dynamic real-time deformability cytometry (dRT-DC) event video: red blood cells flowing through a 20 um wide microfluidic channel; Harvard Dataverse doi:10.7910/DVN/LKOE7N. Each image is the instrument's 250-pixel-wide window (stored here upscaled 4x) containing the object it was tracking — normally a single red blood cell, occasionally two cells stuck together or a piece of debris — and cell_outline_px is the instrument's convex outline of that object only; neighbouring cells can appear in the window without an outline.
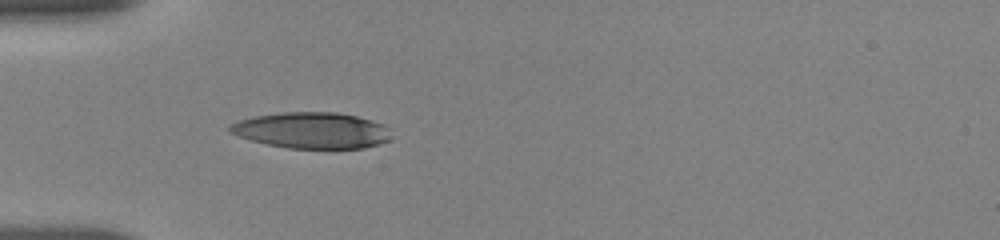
{"species": "human", "species_latin": "Homo sapiens", "temperature_condition": "room temperature", "stored_images_in_passage": 11, "camera_frame_rate_fps": 3000, "um_per_image_px": 0.085, "donor": {"sex": "female"}, "frame": {"image": 1, "passage_image": 7, "time_ms": 1669.333, "image_size_px": [1000, 240], "cell_outline_px": [[388, 140], [364, 148], [288, 148], [268, 144], [252, 140], [228, 132], [228, 124], [240, 120], [256, 116], [280, 112], [336, 112], [356, 116], [384, 124], [388, 128]], "centroid_in_image_um": [26.46, 11.07], "position_along_channel_um": 58.5, "area_um2": 33.64}}
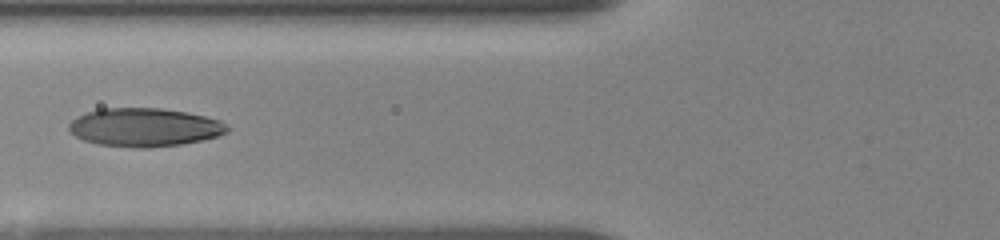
{"frame": {"image": 2, "passage_image": 10, "time_ms": 1671.0, "image_size_px": [1000, 240], "cell_outline_px": [[228, 132], [216, 136], [200, 140], [180, 144], [148, 148], [136, 148], [100, 144], [84, 140], [68, 132], [68, 124], [76, 116], [100, 108], [160, 108], [184, 112], [204, 116], [220, 120], [228, 128]], "centroid_in_image_um": [12.23, 10.82], "position_along_channel_um": 113.6, "area_um2": 35.26}}